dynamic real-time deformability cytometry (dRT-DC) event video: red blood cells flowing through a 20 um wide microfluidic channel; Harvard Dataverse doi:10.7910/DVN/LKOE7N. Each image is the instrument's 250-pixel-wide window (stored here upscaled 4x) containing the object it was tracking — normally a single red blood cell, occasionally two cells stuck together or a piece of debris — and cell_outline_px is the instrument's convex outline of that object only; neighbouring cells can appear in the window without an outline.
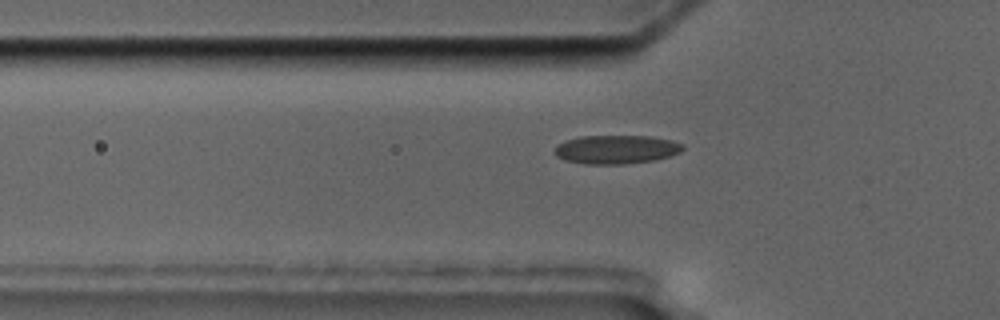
{"species": "common noctule bat (a hibernating species)", "species_latin": "Nyctalus noctula", "temperature_condition": "cold", "stored_images_in_passage": 3, "camera_frame_rate_fps": 3000, "um_per_image_px": 0.085, "animal": {"sex": "male", "body_mass_g": 17.5, "forearm_length_mm": 52.3}, "frame": {"image": 1, "passage_image": 3, "time_ms": 3.0, "image_size_px": [1000, 320], "cell_outline_px": [[684, 148], [680, 152], [668, 156], [652, 160], [624, 164], [584, 164], [564, 160], [556, 156], [552, 152], [564, 140], [580, 136], [648, 136], [672, 140], [684, 144]], "centroid_in_image_um": [52.35, 12.7], "position_along_channel_um": 73.4, "area_um2": 21.44}}